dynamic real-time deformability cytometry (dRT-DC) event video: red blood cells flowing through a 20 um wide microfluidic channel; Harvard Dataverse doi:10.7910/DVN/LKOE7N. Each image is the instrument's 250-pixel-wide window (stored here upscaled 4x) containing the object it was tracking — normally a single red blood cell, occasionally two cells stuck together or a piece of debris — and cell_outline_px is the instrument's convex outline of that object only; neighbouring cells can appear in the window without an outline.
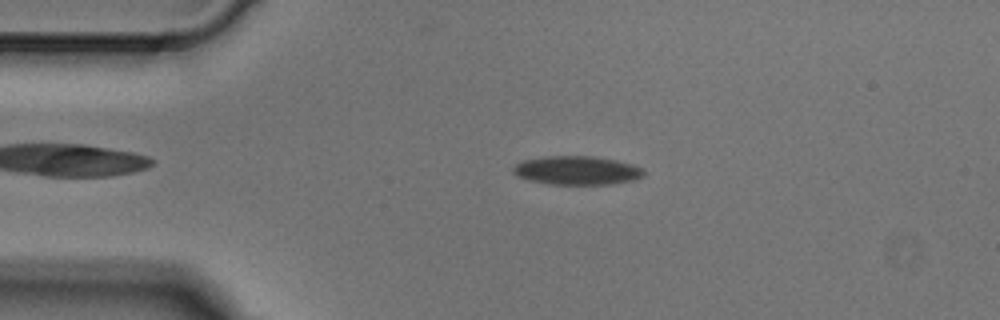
{"species": "Egyptian fruit bat (a non-hibernating species)", "species_latin": "Rousettus aegyptiacus", "temperature_condition": "cold", "stored_images_in_passage": 5, "camera_frame_rate_fps": 3000, "um_per_image_px": 0.085, "animal": {"sex": "male"}, "frame": {"image": 1, "passage_image": 2, "time_ms": 0.333, "image_size_px": [1000, 320], "cell_outline_px": [[644, 176], [636, 180], [612, 184], [548, 184], [528, 180], [516, 176], [512, 172], [512, 168], [516, 164], [524, 160], [548, 156], [588, 156], [616, 160], [632, 164], [644, 168]], "centroid_in_image_um": [49.05, 14.49], "position_along_channel_um": 35.9, "area_um2": 21.96}}
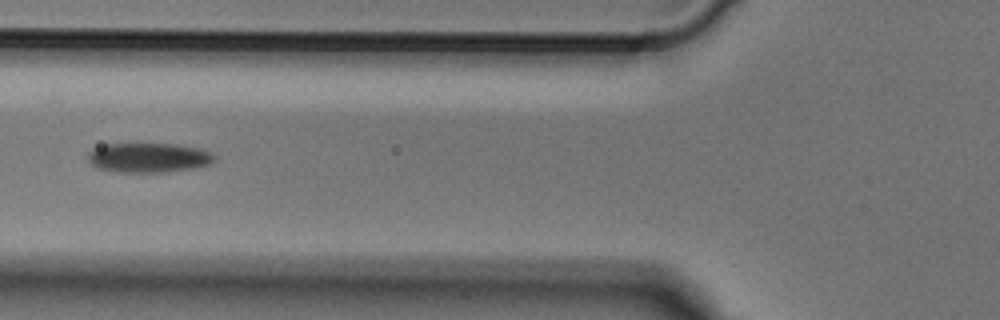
{"frame": {"image": 2, "passage_image": 4, "time_ms": 1.0, "image_size_px": [1000, 320], "cell_outline_px": [[216, 160], [212, 164], [192, 168], [168, 172], [120, 172], [96, 168], [88, 160], [88, 152], [104, 144], [176, 144], [200, 148], [212, 152], [216, 156]], "centroid_in_image_um": [12.68, 13.4], "position_along_channel_um": 113.1, "area_um2": 21.96}}
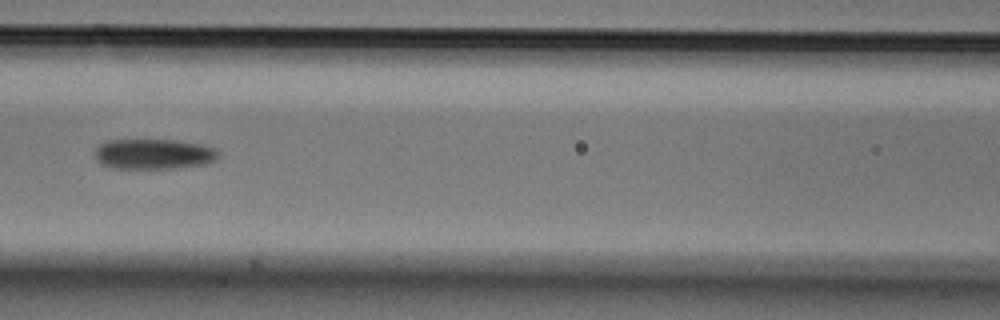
{"frame": {"image": 3, "passage_image": 5, "time_ms": 1.333, "image_size_px": [1000, 320], "cell_outline_px": [[220, 156], [216, 160], [204, 164], [176, 168], [116, 168], [100, 164], [96, 156], [96, 148], [100, 144], [108, 140], [176, 140], [200, 144], [216, 148], [220, 152]], "centroid_in_image_um": [13.11, 13.09], "position_along_channel_um": 153.5, "area_um2": 21.79}}